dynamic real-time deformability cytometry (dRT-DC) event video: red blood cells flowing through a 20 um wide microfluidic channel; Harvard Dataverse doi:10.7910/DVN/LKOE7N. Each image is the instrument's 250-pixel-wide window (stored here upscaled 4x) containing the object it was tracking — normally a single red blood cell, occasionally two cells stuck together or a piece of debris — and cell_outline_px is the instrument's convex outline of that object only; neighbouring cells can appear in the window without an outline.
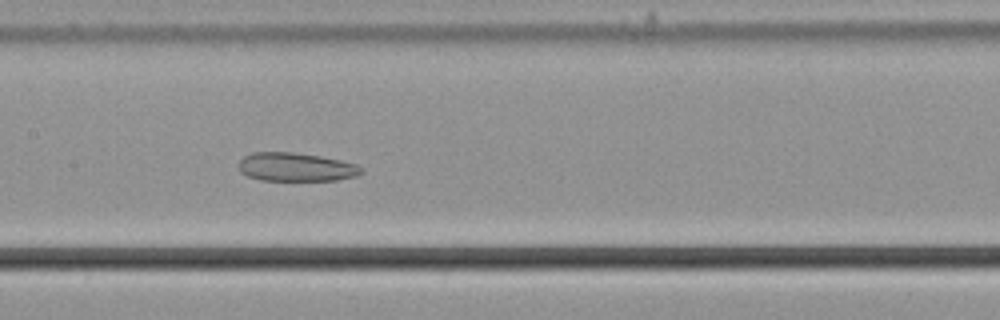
{"species": "common noctule bat (a hibernating species)", "species_latin": "Nyctalus noctula", "temperature_condition": "cold", "stored_images_in_passage": 46, "camera_frame_rate_fps": 3000, "um_per_image_px": 0.085, "animal": {"sex": "male", "body_mass_g": 21.5, "forearm_length_mm": 52.0}, "frame": {"image": 1, "passage_image": 22, "time_ms": 7.0, "image_size_px": [1000, 320], "cell_outline_px": [[364, 172], [356, 176], [336, 180], [260, 180], [248, 176], [240, 172], [240, 160], [244, 156], [252, 152], [296, 152], [320, 156], [340, 160], [356, 164], [364, 168]], "centroid_in_image_um": [25.18, 14.19], "position_along_channel_um": 182.2, "area_um2": 20.46}}
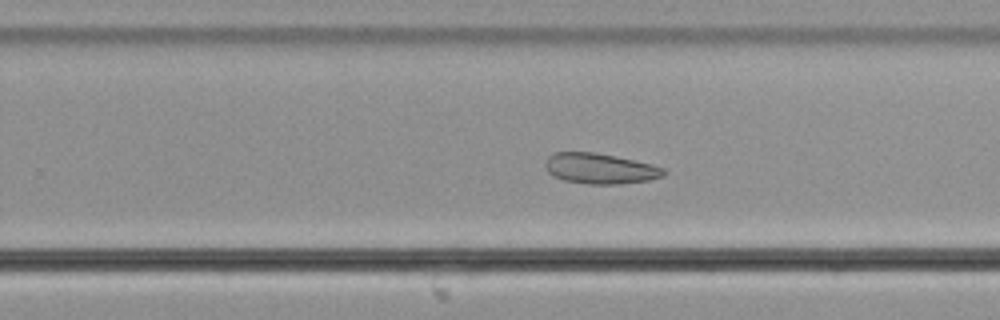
{"frame": {"image": 2, "passage_image": 30, "time_ms": 9.667, "image_size_px": [1000, 320], "cell_outline_px": [[668, 172], [664, 176], [648, 180], [620, 184], [588, 184], [564, 180], [552, 176], [548, 172], [544, 164], [548, 156], [552, 152], [596, 152], [616, 156], [652, 164], [664, 168]], "centroid_in_image_um": [51.0, 14.32], "position_along_channel_um": 278.8, "area_um2": 21.27}}
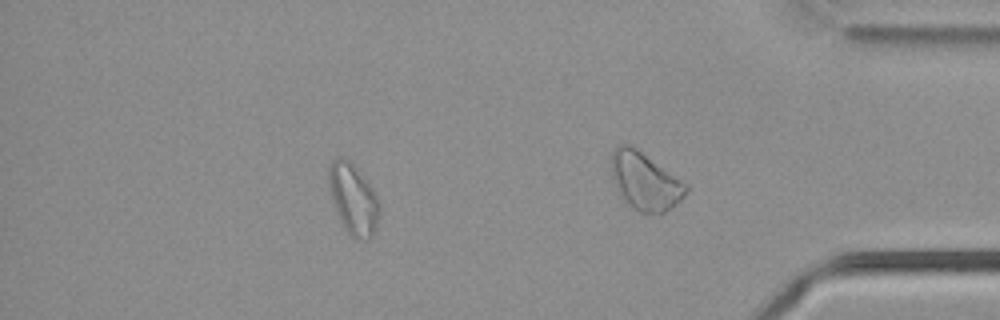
{"frame": {"image": 3, "passage_image": 39, "time_ms": 12.667, "image_size_px": [1000, 320], "cell_outline_px": [[380, 212], [372, 236], [368, 240], [356, 240], [348, 232], [340, 220], [332, 200], [328, 180], [328, 168], [332, 160], [340, 156], [348, 160], [368, 180], [380, 200]], "centroid_in_image_um": [30.05, 16.91], "position_along_channel_um": 405.2, "area_um2": 20.92}, "authors_computed_cell_mechanics": {"area_um2": 22.1663, "velocity_mm_per_s": 3.626, "shape_relaxation_time_tau1_ms": null, "shape_relaxation_time_tau2_ms": 3.7657, "deformation_change_tau1": null, "deformation_change_tau2": 0.0941}}